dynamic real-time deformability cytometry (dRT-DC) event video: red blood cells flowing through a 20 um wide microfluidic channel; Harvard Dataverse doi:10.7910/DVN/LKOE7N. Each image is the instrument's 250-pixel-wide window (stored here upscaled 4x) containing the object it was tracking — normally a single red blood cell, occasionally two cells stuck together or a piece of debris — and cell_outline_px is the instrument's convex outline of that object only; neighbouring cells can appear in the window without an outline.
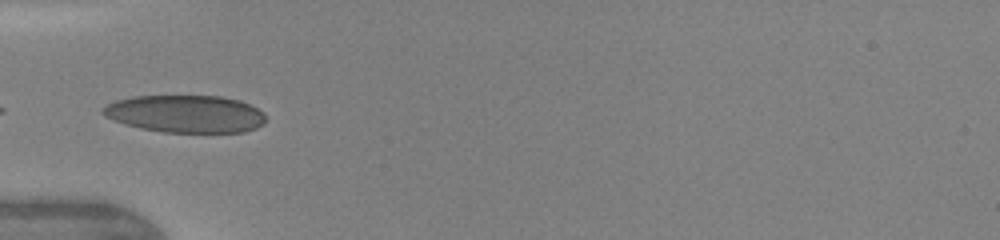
{"species": "human", "species_latin": "Homo sapiens", "temperature_condition": "warm", "stored_images_in_passage": 32, "camera_frame_rate_fps": 3000, "um_per_image_px": 0.085, "donor": {"sex": "female"}, "frame": {"image": 1, "passage_image": 1, "time_ms": 0.0, "image_size_px": [1000, 240], "cell_outline_px": [[264, 124], [256, 128], [244, 132], [164, 132], [140, 128], [124, 124], [112, 120], [104, 116], [100, 112], [100, 108], [104, 104], [116, 100], [132, 96], [220, 96], [240, 100], [264, 112]], "centroid_in_image_um": [15.71, 9.67], "position_along_channel_um": 69.3, "area_um2": 35.84}}
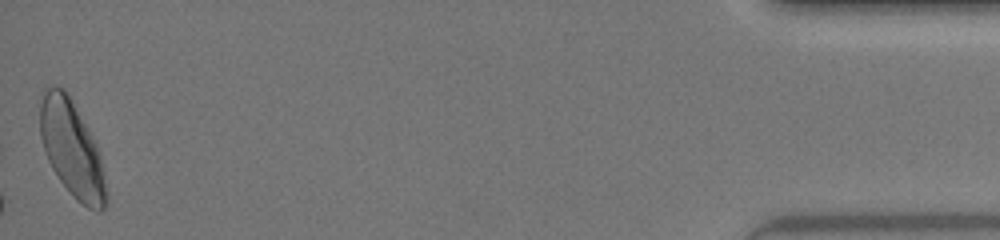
{"frame": {"image": 2, "passage_image": 32, "time_ms": 10.333, "image_size_px": [1000, 240], "cell_outline_px": [[108, 192], [104, 208], [100, 212], [88, 208], [76, 200], [60, 180], [52, 168], [48, 160], [40, 136], [40, 92], [44, 88], [52, 84], [64, 88], [96, 144], [100, 152]], "centroid_in_image_um": [6.1, 12.65], "position_along_channel_um": 429.1, "area_um2": 36.99}, "authors_computed_cell_mechanics": {"area_um2": 33.813, "velocity_mm_per_s": 4.2833, "shape_relaxation_time_tau1_ms": 3.3629, "shape_relaxation_time_tau2_ms": null, "deformation_change_tau1": 0.1426, "deformation_change_tau2": null}}